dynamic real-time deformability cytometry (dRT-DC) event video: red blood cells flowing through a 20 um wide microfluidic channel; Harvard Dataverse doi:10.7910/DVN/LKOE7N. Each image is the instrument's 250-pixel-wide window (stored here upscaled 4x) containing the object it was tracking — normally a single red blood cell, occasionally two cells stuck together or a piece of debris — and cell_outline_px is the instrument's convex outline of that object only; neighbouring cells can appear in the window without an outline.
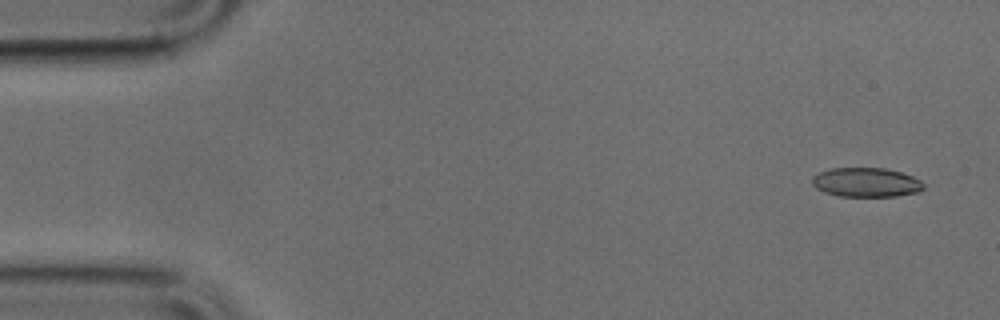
{"species": "common noctule bat (a hibernating species)", "species_latin": "Nyctalus noctula", "temperature_condition": "cold", "stored_images_in_passage": 50, "camera_frame_rate_fps": 3000, "um_per_image_px": 0.085, "animal": {"sex": "male", "body_mass_g": 17.9, "forearm_length_mm": 54.2}, "frame": {"image": 1, "passage_image": 3, "time_ms": 0.667, "image_size_px": [1000, 320], "cell_outline_px": [[924, 188], [916, 192], [896, 196], [840, 196], [824, 192], [816, 188], [812, 184], [812, 176], [828, 168], [884, 168], [900, 172], [912, 176], [920, 180], [924, 184]], "centroid_in_image_um": [73.59, 15.49], "position_along_channel_um": 11.4, "area_um2": 18.96}}
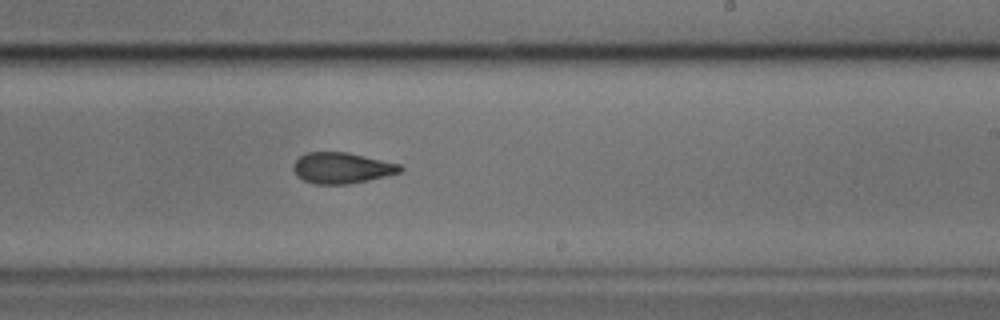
{"frame": {"image": 2, "passage_image": 30, "time_ms": 9.667, "image_size_px": [1000, 320], "cell_outline_px": [[404, 168], [400, 172], [368, 180], [348, 184], [316, 184], [304, 180], [292, 168], [292, 164], [300, 156], [308, 152], [348, 152], [400, 164]], "centroid_in_image_um": [29.06, 14.27], "position_along_channel_um": 259.9, "area_um2": 19.07}}
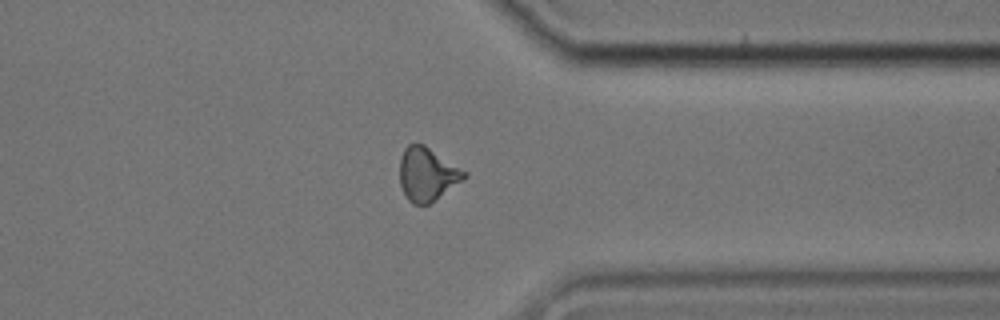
{"frame": {"image": 3, "passage_image": 39, "time_ms": 12.667, "image_size_px": [1000, 320], "cell_outline_px": [[468, 176], [464, 180], [424, 208], [412, 204], [408, 200], [400, 184], [400, 156], [404, 148], [408, 144], [424, 144], [468, 172]], "centroid_in_image_um": [36.32, 14.84], "position_along_channel_um": 375.1, "area_um2": 20.52}}